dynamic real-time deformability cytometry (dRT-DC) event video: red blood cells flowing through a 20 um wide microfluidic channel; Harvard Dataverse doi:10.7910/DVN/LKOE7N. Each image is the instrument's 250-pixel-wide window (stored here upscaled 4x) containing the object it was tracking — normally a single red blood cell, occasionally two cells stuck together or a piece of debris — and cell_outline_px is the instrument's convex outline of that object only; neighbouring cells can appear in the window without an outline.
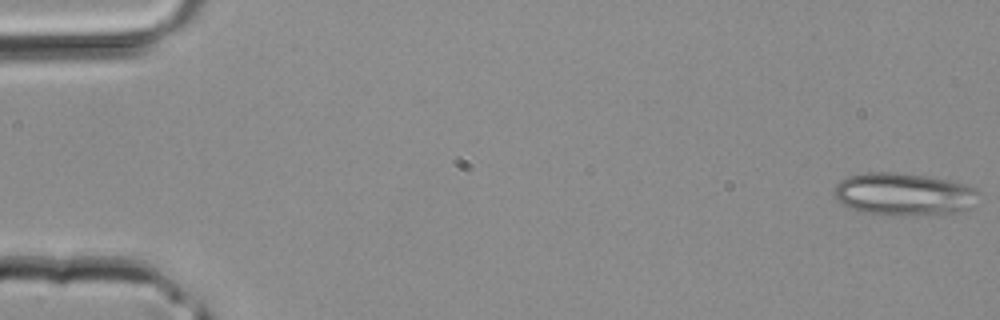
{"species": "common noctule bat (a hibernating species)", "species_latin": "Nyctalus noctula", "temperature_condition": "room temperature", "stored_images_in_passage": 13, "camera_frame_rate_fps": 3000, "um_per_image_px": 0.085, "animal": {"sex": "male", "body_mass_g": 20.4}, "frame": {"image": 1, "passage_image": 1, "time_ms": 0.0, "image_size_px": [1000, 320], "cell_outline_px": [[980, 192], [972, 208], [960, 212], [912, 216], [892, 216], [860, 212], [848, 208], [840, 204], [836, 200], [832, 192], [836, 184], [840, 180], [848, 176], [864, 172], [896, 172], [924, 176], [948, 180], [964, 184], [976, 188]], "centroid_in_image_um": [76.78, 16.53], "position_along_channel_um": 8.2, "area_um2": 36.7}}